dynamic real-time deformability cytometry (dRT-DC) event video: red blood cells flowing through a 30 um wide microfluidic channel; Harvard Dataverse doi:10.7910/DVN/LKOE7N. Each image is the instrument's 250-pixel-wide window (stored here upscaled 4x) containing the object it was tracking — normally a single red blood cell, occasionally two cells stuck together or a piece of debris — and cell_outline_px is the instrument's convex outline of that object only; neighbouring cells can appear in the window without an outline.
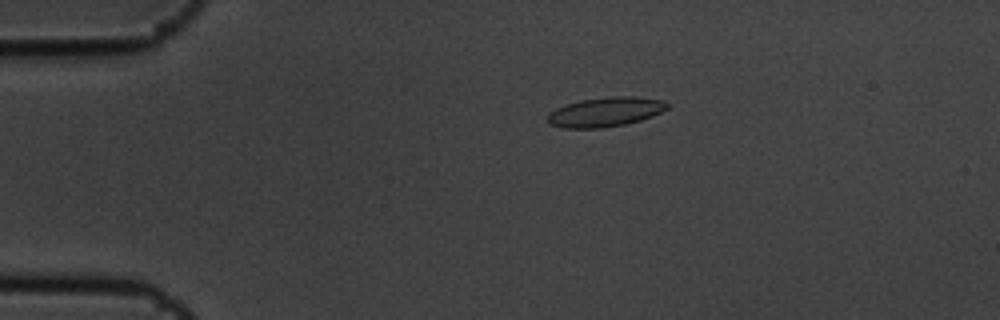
{"species": "common noctule bat (a hibernating species)", "species_latin": "Nyctalus noctula", "temperature_condition": "cold", "stored_images_in_passage": 8, "camera_frame_rate_fps": 3000, "um_per_image_px": 0.085, "animal": {"sex": "male", "body_mass_g": 19.5, "forearm_length_mm": 54.6}, "frame": {"image": 1, "passage_image": 4, "time_ms": 1.0, "image_size_px": [1000, 320], "cell_outline_px": [[672, 104], [668, 108], [652, 116], [640, 120], [624, 124], [600, 128], [564, 128], [548, 124], [548, 112], [556, 108], [580, 100], [612, 96], [632, 96], [664, 100]], "centroid_in_image_um": [51.47, 9.51], "position_along_channel_um": 33.5, "area_um2": 20.58}}
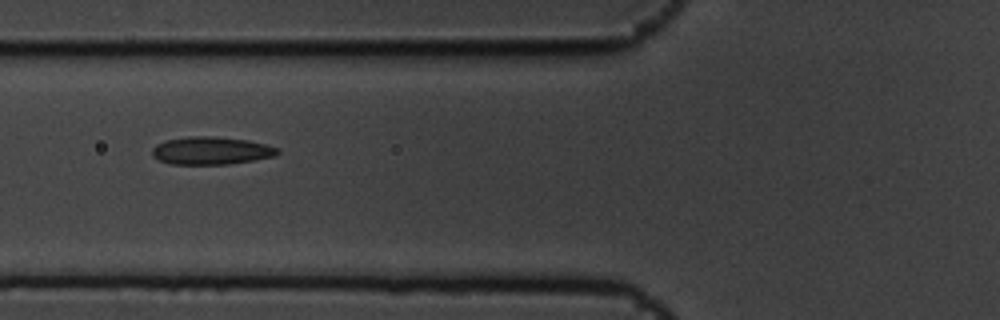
{"frame": {"image": 2, "passage_image": 7, "time_ms": 2.0, "image_size_px": [1000, 320], "cell_outline_px": [[280, 152], [272, 156], [252, 160], [228, 164], [172, 164], [160, 160], [152, 156], [152, 148], [156, 144], [164, 140], [188, 136], [212, 136], [248, 140], [264, 144], [276, 148]], "centroid_in_image_um": [17.88, 12.79], "position_along_channel_um": 107.9, "area_um2": 20.11}}
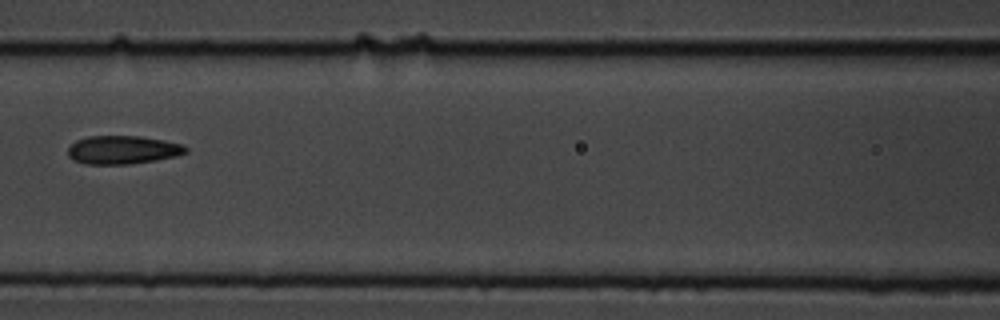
{"frame": {"image": 3, "passage_image": 8, "time_ms": 2.333, "image_size_px": [1000, 320], "cell_outline_px": [[188, 152], [176, 156], [156, 160], [132, 164], [84, 164], [72, 160], [68, 156], [68, 148], [76, 140], [88, 136], [140, 136], [164, 140], [184, 144], [188, 148]], "centroid_in_image_um": [10.44, 12.74], "position_along_channel_um": 156.2, "area_um2": 19.71}}